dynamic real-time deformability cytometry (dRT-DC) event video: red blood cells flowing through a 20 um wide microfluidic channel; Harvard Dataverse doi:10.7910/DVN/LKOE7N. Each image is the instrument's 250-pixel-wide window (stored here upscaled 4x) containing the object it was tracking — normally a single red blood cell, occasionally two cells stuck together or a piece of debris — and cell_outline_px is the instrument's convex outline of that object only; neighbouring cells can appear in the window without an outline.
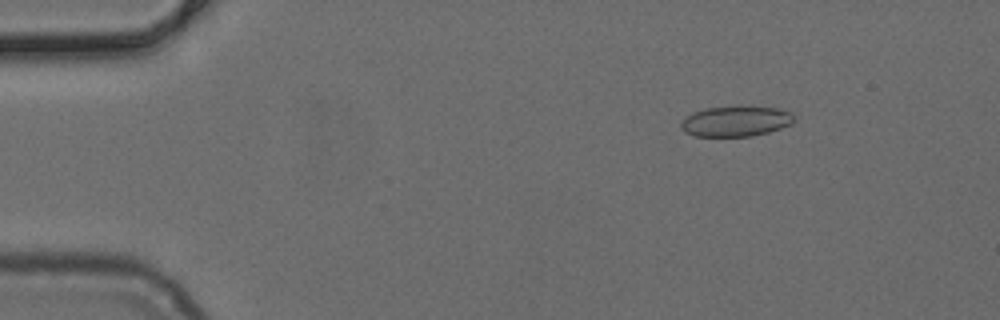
{"species": "common noctule bat (a hibernating species)", "species_latin": "Nyctalus noctula", "temperature_condition": "cold", "stored_images_in_passage": 51, "camera_frame_rate_fps": 3000, "um_per_image_px": 0.085, "animal": {"sex": "female", "body_mass_g": 24.6, "forearm_length_mm": 56.2}, "frame": {"image": 1, "passage_image": 7, "time_ms": 2.0, "image_size_px": [1000, 320], "cell_outline_px": [[792, 124], [768, 132], [752, 136], [696, 136], [684, 132], [680, 128], [680, 124], [692, 112], [704, 108], [776, 108], [792, 112]], "centroid_in_image_um": [62.5, 10.33], "position_along_channel_um": 22.5, "area_um2": 19.42}}
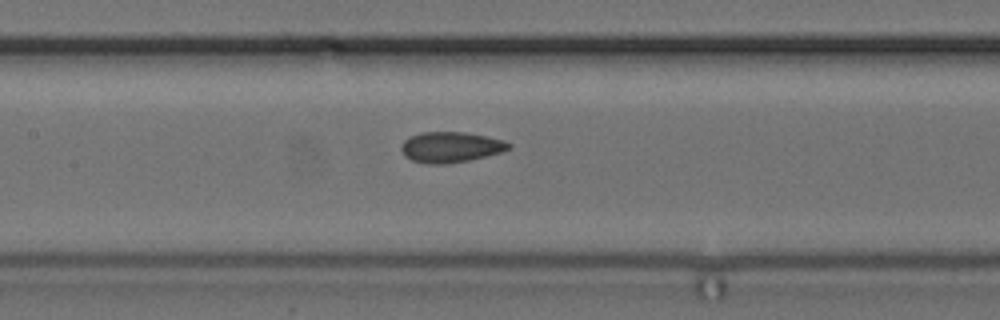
{"frame": {"image": 2, "passage_image": 24, "time_ms": 7.667, "image_size_px": [1000, 320], "cell_outline_px": [[512, 148], [500, 152], [468, 160], [444, 164], [428, 164], [412, 160], [404, 156], [400, 148], [404, 140], [408, 136], [420, 132], [464, 132], [488, 136], [504, 140], [512, 144]], "centroid_in_image_um": [38.29, 12.49], "position_along_channel_um": 169.1, "area_um2": 19.25}}
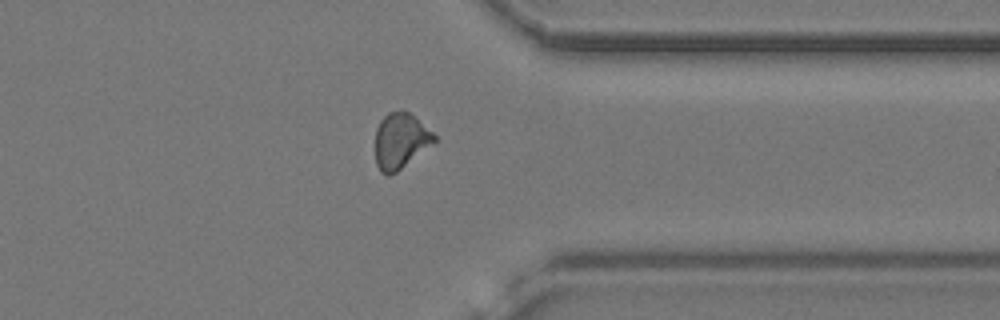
{"frame": {"image": 3, "passage_image": 40, "time_ms": 13.0, "image_size_px": [1000, 320], "cell_outline_px": [[436, 140], [396, 172], [388, 176], [380, 172], [376, 164], [376, 128], [380, 120], [388, 112], [408, 112], [432, 132], [436, 136]], "centroid_in_image_um": [34.0, 11.99], "position_along_channel_um": 377.4, "area_um2": 18.55}}